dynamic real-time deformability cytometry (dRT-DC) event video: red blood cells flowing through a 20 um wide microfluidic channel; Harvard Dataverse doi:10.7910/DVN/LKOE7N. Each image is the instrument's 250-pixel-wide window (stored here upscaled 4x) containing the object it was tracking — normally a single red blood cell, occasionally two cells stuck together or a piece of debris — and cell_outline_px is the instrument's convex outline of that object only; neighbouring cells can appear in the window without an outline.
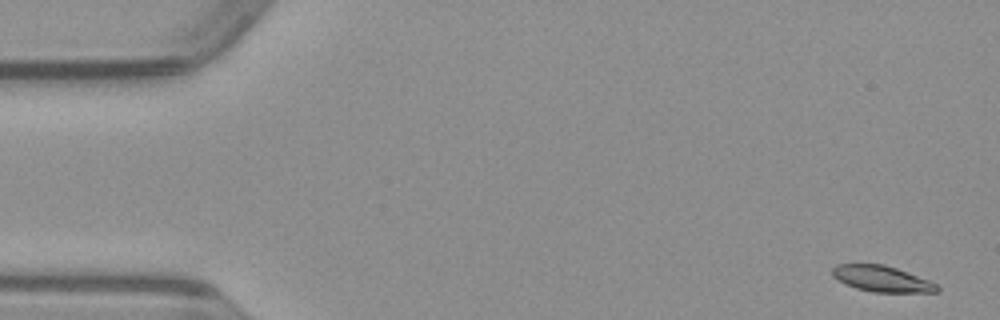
{"species": "common noctule bat (a hibernating species)", "species_latin": "Nyctalus noctula", "temperature_condition": "warm", "stored_images_in_passage": 50, "camera_frame_rate_fps": 3000, "um_per_image_px": 0.085, "animal": {"sex": "male", "body_mass_g": 23.1, "forearm_length_mm": 52.7}, "frame": {"image": 1, "passage_image": 1, "time_ms": 0.0, "image_size_px": [1000, 320], "cell_outline_px": [[940, 292], [872, 292], [856, 288], [832, 276], [832, 268], [836, 264], [884, 264], [896, 268], [928, 280], [936, 284], [940, 288]], "centroid_in_image_um": [74.96, 23.69], "position_along_channel_um": 10.0, "area_um2": 15.66}}
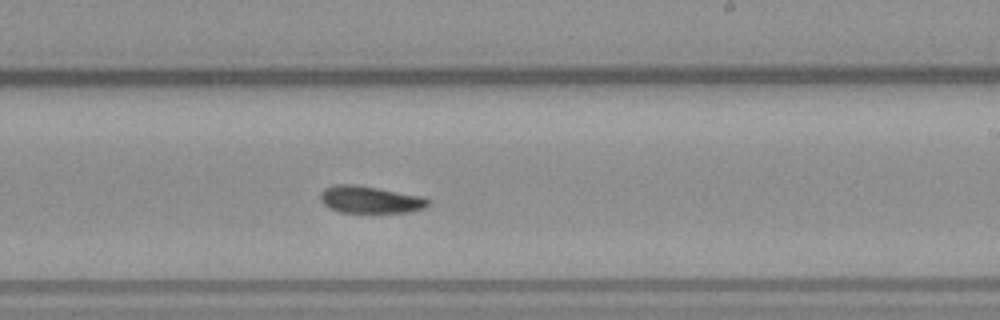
{"frame": {"image": 2, "passage_image": 29, "time_ms": 9.333, "image_size_px": [1000, 320], "cell_outline_px": [[428, 204], [424, 208], [412, 212], [340, 212], [328, 208], [320, 200], [320, 192], [324, 188], [336, 184], [352, 184], [424, 196], [428, 200]], "centroid_in_image_um": [31.43, 16.97], "position_along_channel_um": 257.6, "area_um2": 16.99}}
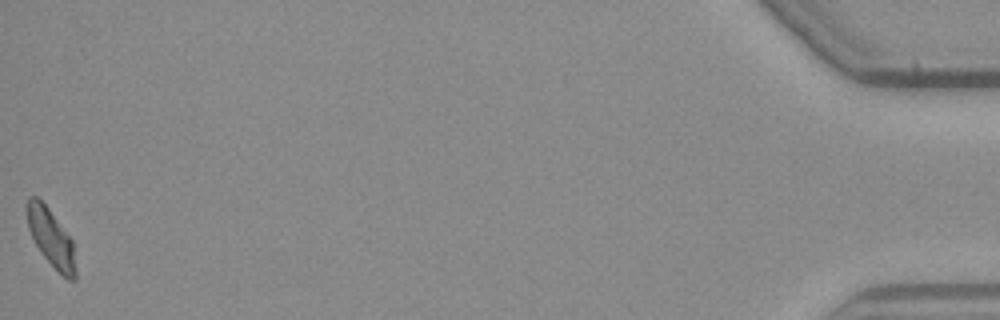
{"frame": {"image": 3, "passage_image": 50, "time_ms": 16.333, "image_size_px": [1000, 320], "cell_outline_px": [[76, 280], [68, 280], [40, 252], [28, 228], [28, 196], [36, 196], [48, 208], [72, 240], [76, 268]], "centroid_in_image_um": [4.36, 20.24], "position_along_channel_um": 430.8, "area_um2": 15.78}}